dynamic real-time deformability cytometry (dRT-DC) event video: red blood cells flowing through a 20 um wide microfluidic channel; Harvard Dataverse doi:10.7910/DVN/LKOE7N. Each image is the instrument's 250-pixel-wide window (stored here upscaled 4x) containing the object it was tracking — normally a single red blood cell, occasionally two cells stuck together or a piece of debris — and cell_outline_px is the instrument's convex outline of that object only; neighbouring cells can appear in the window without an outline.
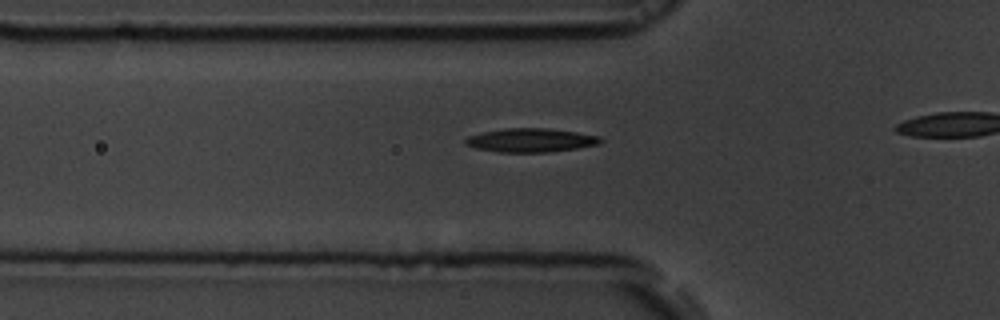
{"species": "common noctule bat (a hibernating species)", "species_latin": "Nyctalus noctula", "temperature_condition": "room temperature", "stored_images_in_passage": 23, "camera_frame_rate_fps": 3000, "um_per_image_px": 0.085, "animal": {"sex": "male", "body_mass_g": 19.5, "forearm_length_mm": 54.6}, "frame": {"image": 1, "passage_image": 14, "time_ms": 4.333, "image_size_px": [1000, 320], "cell_outline_px": [[604, 140], [600, 144], [576, 148], [548, 152], [500, 152], [476, 148], [464, 144], [464, 140], [468, 136], [484, 132], [504, 128], [548, 128], [576, 132], [600, 136]], "centroid_in_image_um": [45.13, 11.91], "position_along_channel_um": 80.7, "area_um2": 18.67}}
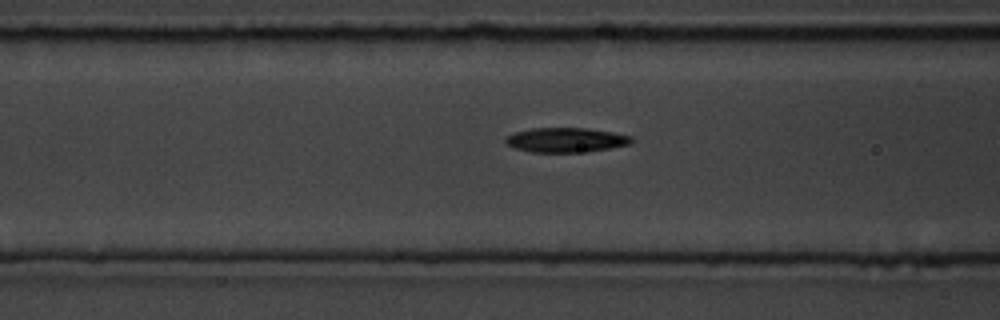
{"frame": {"image": 2, "passage_image": 17, "time_ms": 5.333, "image_size_px": [1000, 320], "cell_outline_px": [[636, 140], [632, 144], [588, 152], [532, 152], [512, 148], [504, 140], [508, 136], [516, 132], [532, 128], [588, 128], [612, 132], [632, 136]], "centroid_in_image_um": [48.16, 11.9], "position_along_channel_um": 118.4, "area_um2": 18.21}}